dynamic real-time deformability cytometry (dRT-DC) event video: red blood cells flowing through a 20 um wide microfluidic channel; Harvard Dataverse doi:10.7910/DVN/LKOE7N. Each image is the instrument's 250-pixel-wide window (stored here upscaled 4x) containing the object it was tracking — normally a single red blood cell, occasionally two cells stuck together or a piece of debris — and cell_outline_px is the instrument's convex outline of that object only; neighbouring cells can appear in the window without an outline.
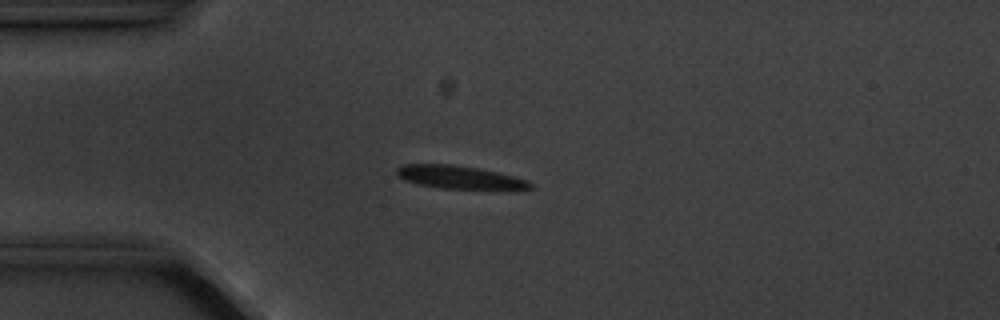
{"species": "common noctule bat (a hibernating species)", "species_latin": "Nyctalus noctula", "temperature_condition": "cold", "stored_images_in_passage": 6, "camera_frame_rate_fps": 3000, "um_per_image_px": 0.085, "animal": {"sex": "male", "body_mass_g": 20.1, "forearm_length_mm": 53.5}, "frame": {"image": 1, "passage_image": 4, "time_ms": 3.667, "image_size_px": [1000, 320], "cell_outline_px": [[532, 188], [440, 188], [420, 184], [404, 180], [396, 176], [396, 168], [404, 164], [452, 164], [476, 168], [496, 172], [528, 180], [532, 184]], "centroid_in_image_um": [38.94, 15.04], "position_along_channel_um": 46.1, "area_um2": 17.4}}